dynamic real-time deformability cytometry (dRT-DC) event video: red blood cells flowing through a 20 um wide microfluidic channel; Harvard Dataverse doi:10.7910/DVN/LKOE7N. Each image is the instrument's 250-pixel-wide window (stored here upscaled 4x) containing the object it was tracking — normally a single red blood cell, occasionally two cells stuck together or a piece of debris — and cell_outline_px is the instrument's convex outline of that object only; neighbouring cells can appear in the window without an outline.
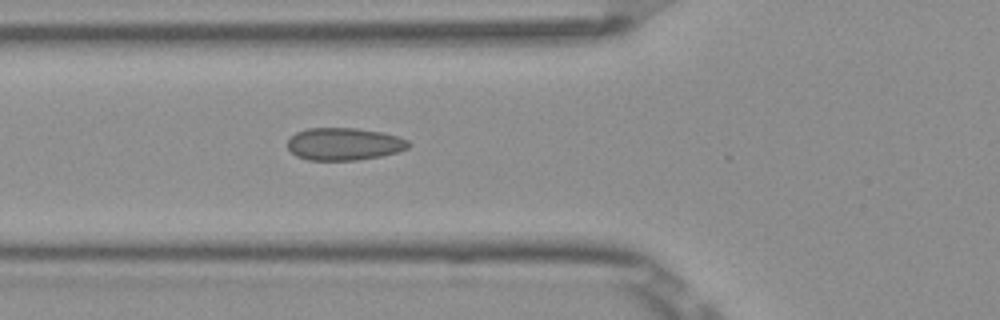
{"species": "Egyptian fruit bat (a non-hibernating species)", "species_latin": "Rousettus aegyptiacus", "temperature_condition": "room temperature", "stored_images_in_passage": 6, "camera_frame_rate_fps": 3000, "um_per_image_px": 0.085, "frame": {"image": 1, "passage_image": 6, "time_ms": 1.667, "image_size_px": [1000, 320], "cell_outline_px": [[412, 144], [408, 148], [396, 152], [380, 156], [356, 160], [308, 160], [296, 156], [288, 148], [288, 140], [296, 132], [308, 128], [356, 128], [380, 132], [396, 136], [408, 140]], "centroid_in_image_um": [29.24, 12.24], "position_along_channel_um": 96.6, "area_um2": 22.77}}